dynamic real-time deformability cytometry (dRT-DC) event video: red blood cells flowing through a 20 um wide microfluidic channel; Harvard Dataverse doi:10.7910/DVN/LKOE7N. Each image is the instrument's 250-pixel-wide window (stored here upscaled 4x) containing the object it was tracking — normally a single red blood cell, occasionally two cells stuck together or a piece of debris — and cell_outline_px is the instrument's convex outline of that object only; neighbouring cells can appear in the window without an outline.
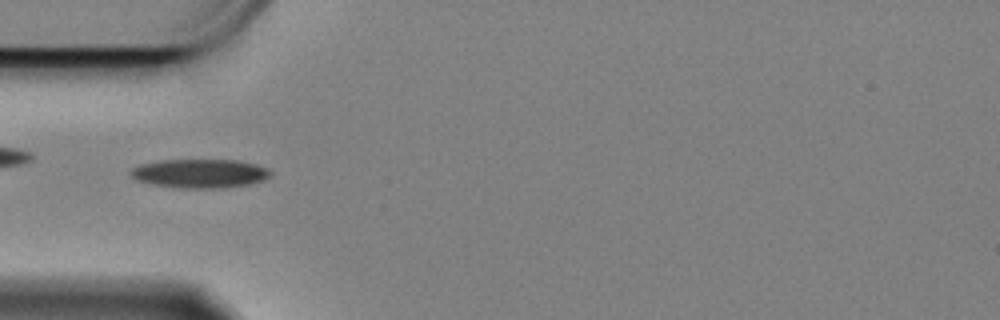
{"species": "Egyptian fruit bat (a non-hibernating species)", "species_latin": "Rousettus aegyptiacus", "temperature_condition": "cold", "stored_images_in_passage": 46, "camera_frame_rate_fps": 3000, "um_per_image_px": 0.085, "animal": {"sex": "female"}, "frame": {"image": 1, "passage_image": 14, "time_ms": 4.333, "image_size_px": [1000, 320], "cell_outline_px": [[272, 176], [264, 180], [248, 184], [224, 188], [180, 188], [152, 184], [136, 180], [128, 172], [132, 168], [140, 164], [164, 160], [236, 160], [256, 164], [268, 168], [272, 172]], "centroid_in_image_um": [17.01, 14.74], "position_along_channel_um": 68.0, "area_um2": 23.64}, "authors_computed_cell_mechanics": {"area_um2": 22.6287, "velocity_mm_per_s": 3.3449, "shape_relaxation_time_tau1_ms": 2.4466, "shape_relaxation_time_tau2_ms": null, "deformation_change_tau1": 0.0951, "deformation_change_tau2": null}}